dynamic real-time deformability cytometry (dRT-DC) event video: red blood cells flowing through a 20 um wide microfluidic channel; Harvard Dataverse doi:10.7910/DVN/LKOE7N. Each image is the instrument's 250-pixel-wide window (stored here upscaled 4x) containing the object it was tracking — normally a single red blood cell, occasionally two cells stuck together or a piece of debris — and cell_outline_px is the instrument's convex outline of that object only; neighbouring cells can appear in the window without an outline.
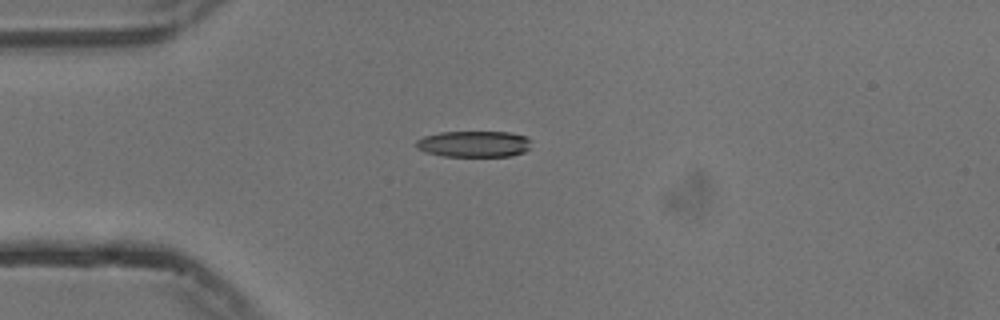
{"species": "common noctule bat (a hibernating species)", "species_latin": "Nyctalus noctula", "temperature_condition": "cold", "stored_images_in_passage": 42, "camera_frame_rate_fps": 3000, "um_per_image_px": 0.085, "animal": {"sex": "male", "body_mass_g": 13.3}, "frame": {"image": 1, "passage_image": 1, "time_ms": 0.0, "image_size_px": [1000, 320], "cell_outline_px": [[532, 140], [528, 148], [524, 152], [512, 156], [444, 156], [424, 152], [416, 148], [416, 140], [424, 136], [440, 132], [512, 132], [528, 136]], "centroid_in_image_um": [40.3, 12.23], "position_along_channel_um": 44.7, "area_um2": 17.8}}
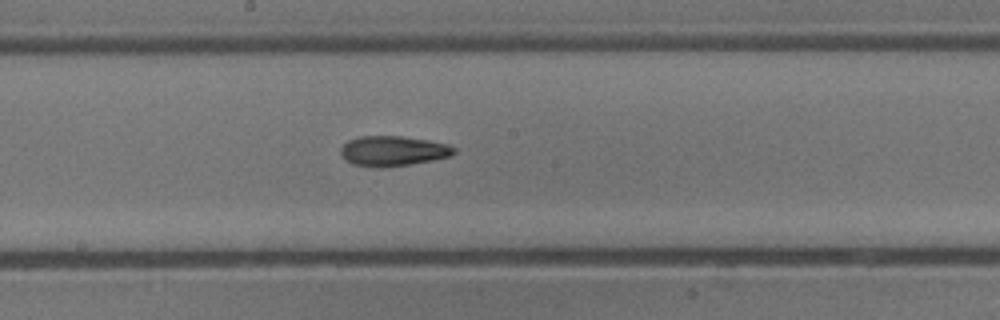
{"frame": {"image": 2, "passage_image": 16, "time_ms": 5.0, "image_size_px": [1000, 320], "cell_outline_px": [[456, 152], [452, 156], [432, 160], [408, 164], [380, 168], [352, 164], [340, 152], [340, 148], [348, 140], [360, 136], [400, 136], [428, 140], [448, 144], [456, 148]], "centroid_in_image_um": [33.43, 12.82], "position_along_channel_um": 214.8, "area_um2": 19.77}}
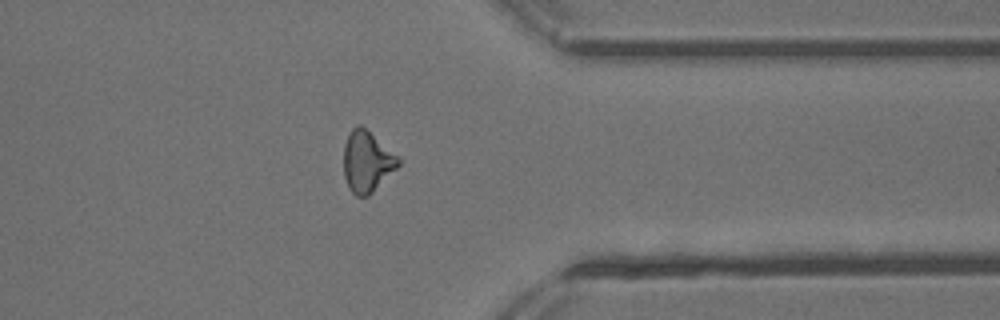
{"frame": {"image": 3, "passage_image": 30, "time_ms": 9.667, "image_size_px": [1000, 320], "cell_outline_px": [[400, 164], [368, 196], [356, 196], [352, 192], [344, 176], [344, 144], [352, 128], [360, 124], [400, 156]], "centroid_in_image_um": [31.2, 13.71], "position_along_channel_um": 380.2, "area_um2": 19.25}, "authors_computed_cell_mechanics": {"area_um2": 19.0451, "velocity_mm_per_s": 3.7601, "shape_relaxation_time_tau1_ms": 6.3929, "shape_relaxation_time_tau2_ms": 7.7899, "deformation_change_tau1": 0.181, "deformation_change_tau2": 0.1885}}